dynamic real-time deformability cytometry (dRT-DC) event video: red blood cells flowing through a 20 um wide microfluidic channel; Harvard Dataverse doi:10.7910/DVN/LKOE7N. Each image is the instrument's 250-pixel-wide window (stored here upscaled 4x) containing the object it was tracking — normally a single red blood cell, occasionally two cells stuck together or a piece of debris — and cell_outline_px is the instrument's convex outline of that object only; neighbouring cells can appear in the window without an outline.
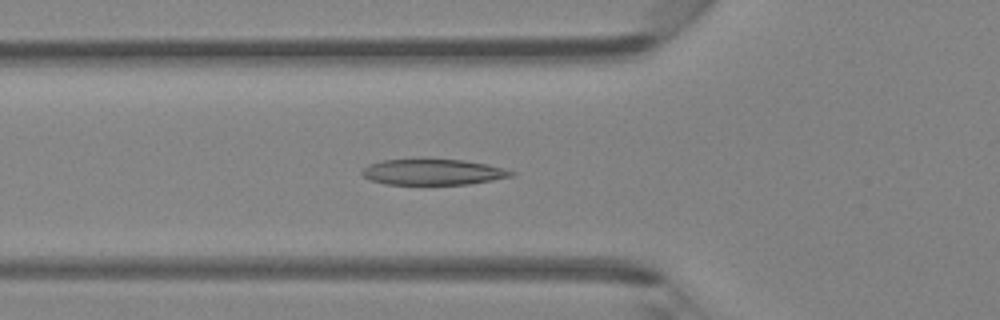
{"species": "Egyptian fruit bat (a non-hibernating species)", "species_latin": "Rousettus aegyptiacus", "temperature_condition": "room temperature", "stored_images_in_passage": 45, "camera_frame_rate_fps": 3000, "um_per_image_px": 0.085, "animal": {"sex": "female"}, "frame": {"image": 1, "passage_image": 16, "time_ms": 5.0, "image_size_px": [1000, 320], "cell_outline_px": [[516, 172], [512, 176], [492, 180], [468, 184], [384, 184], [372, 180], [364, 176], [360, 172], [368, 164], [380, 160], [428, 156], [464, 160], [488, 164]], "centroid_in_image_um": [36.76, 14.57], "position_along_channel_um": 89.0, "area_um2": 23.35}}
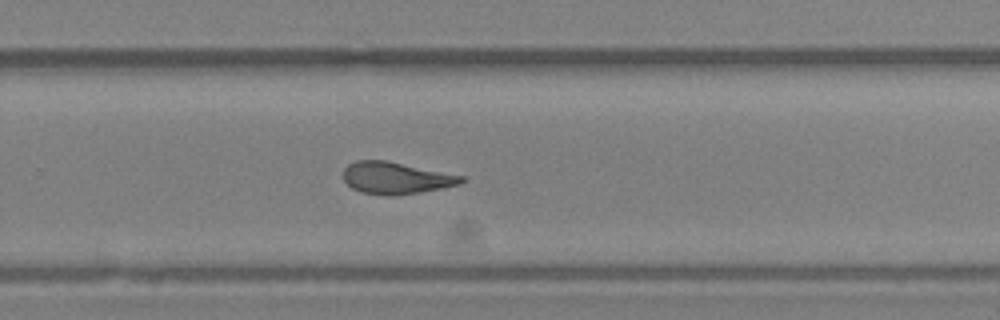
{"frame": {"image": 2, "passage_image": 30, "time_ms": 9.667, "image_size_px": [1000, 320], "cell_outline_px": [[468, 180], [460, 184], [420, 192], [392, 196], [388, 196], [360, 192], [352, 188], [344, 180], [344, 168], [348, 164], [356, 160], [388, 160], [464, 176]], "centroid_in_image_um": [33.66, 15.12], "position_along_channel_um": 296.1, "area_um2": 22.08}}
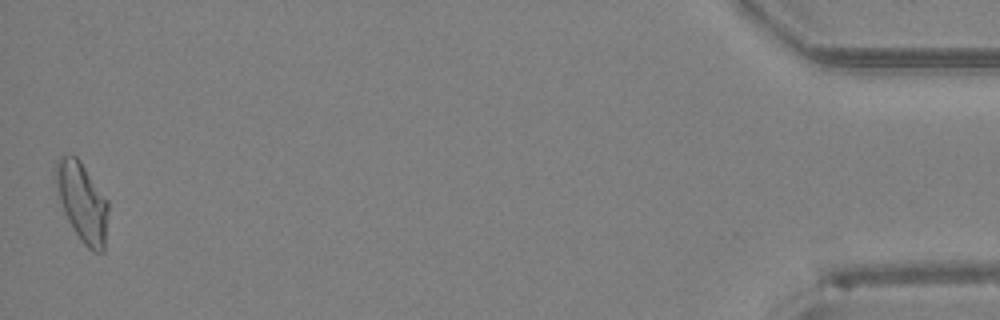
{"frame": {"image": 3, "passage_image": 45, "time_ms": 14.667, "image_size_px": [1000, 320], "cell_outline_px": [[108, 212], [104, 252], [92, 252], [80, 240], [68, 220], [64, 212], [60, 200], [56, 184], [56, 160], [60, 156], [76, 156], [80, 160], [108, 200]], "centroid_in_image_um": [7.01, 17.2], "position_along_channel_um": 428.2, "area_um2": 23.99}}